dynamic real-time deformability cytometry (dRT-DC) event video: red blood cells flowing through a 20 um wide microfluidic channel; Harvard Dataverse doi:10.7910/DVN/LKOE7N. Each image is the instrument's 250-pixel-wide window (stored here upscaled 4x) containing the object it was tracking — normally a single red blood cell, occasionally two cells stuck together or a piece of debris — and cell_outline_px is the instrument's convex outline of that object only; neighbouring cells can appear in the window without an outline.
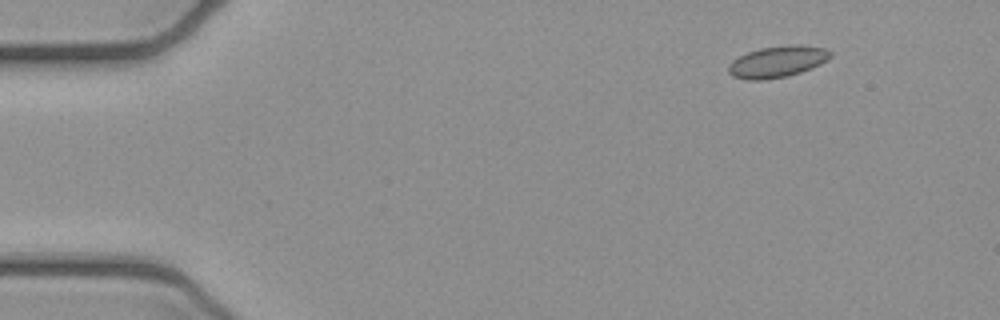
{"species": "common noctule bat (a hibernating species)", "species_latin": "Nyctalus noctula", "temperature_condition": "cold", "stored_images_in_passage": 4, "camera_frame_rate_fps": 3000, "um_per_image_px": 0.085, "animal": {"sex": "female", "body_mass_g": 21.9}, "frame": {"image": 1, "passage_image": 1, "time_ms": 0.0, "image_size_px": [1000, 320], "cell_outline_px": [[832, 56], [828, 60], [812, 68], [788, 76], [764, 80], [748, 80], [732, 76], [728, 72], [728, 64], [732, 60], [748, 52], [760, 48], [792, 44], [800, 44], [824, 48], [832, 52]], "centroid_in_image_um": [66.09, 5.24], "position_along_channel_um": 18.9, "area_um2": 18.84}}